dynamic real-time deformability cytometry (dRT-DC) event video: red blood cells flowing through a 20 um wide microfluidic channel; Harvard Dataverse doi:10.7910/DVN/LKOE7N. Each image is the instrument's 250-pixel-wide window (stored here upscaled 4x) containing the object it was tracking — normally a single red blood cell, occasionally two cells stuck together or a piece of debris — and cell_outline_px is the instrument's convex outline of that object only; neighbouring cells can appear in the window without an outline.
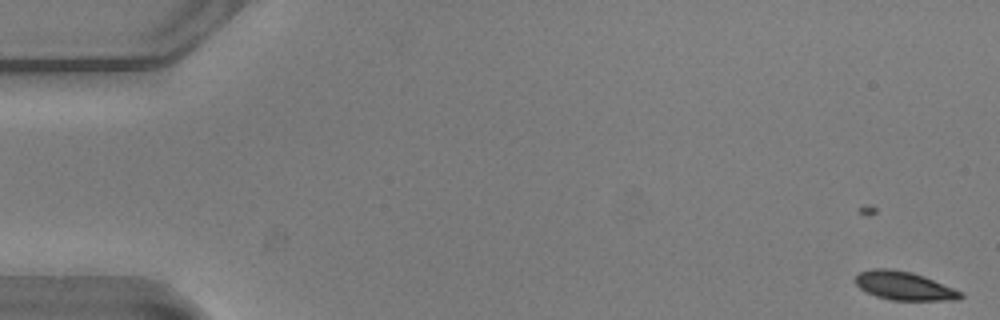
{"species": "common noctule bat (a hibernating species)", "species_latin": "Nyctalus noctula", "temperature_condition": "warm", "stored_images_in_passage": 29, "camera_frame_rate_fps": 3000, "um_per_image_px": 0.085, "animal": {"sex": "male", "body_mass_g": 20.5, "forearm_length_mm": 52.5}, "frame": {"image": 1, "passage_image": 1, "time_ms": 0.0, "image_size_px": [1000, 320], "cell_outline_px": [[964, 296], [960, 300], [892, 300], [876, 296], [860, 288], [856, 284], [856, 276], [860, 272], [872, 268], [892, 268], [912, 272], [924, 276], [964, 292]], "centroid_in_image_um": [76.9, 24.29], "position_along_channel_um": 8.1, "area_um2": 17.57}}
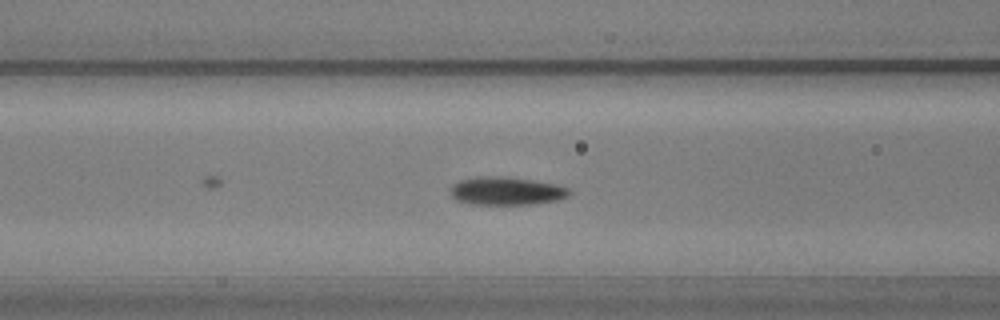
{"frame": {"image": 2, "passage_image": 22, "time_ms": 7.0, "image_size_px": [1000, 320], "cell_outline_px": [[572, 192], [568, 196], [560, 200], [532, 204], [476, 204], [456, 200], [452, 196], [448, 188], [452, 184], [460, 180], [476, 176], [508, 176], [556, 184], [568, 188]], "centroid_in_image_um": [43.03, 16.22], "position_along_channel_um": 123.6, "area_um2": 19.71}}
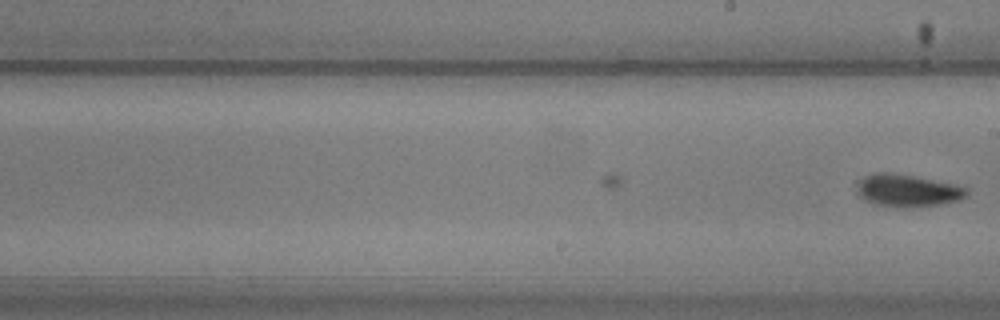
{"frame": {"image": 3, "passage_image": 29, "time_ms": 9.333, "image_size_px": [1000, 320], "cell_outline_px": [[968, 192], [960, 200], [940, 204], [904, 208], [896, 208], [872, 204], [864, 200], [856, 192], [856, 184], [864, 176], [876, 172], [884, 172], [912, 176], [956, 184], [968, 188]], "centroid_in_image_um": [77.09, 16.21], "position_along_channel_um": 211.9, "area_um2": 20.87}}